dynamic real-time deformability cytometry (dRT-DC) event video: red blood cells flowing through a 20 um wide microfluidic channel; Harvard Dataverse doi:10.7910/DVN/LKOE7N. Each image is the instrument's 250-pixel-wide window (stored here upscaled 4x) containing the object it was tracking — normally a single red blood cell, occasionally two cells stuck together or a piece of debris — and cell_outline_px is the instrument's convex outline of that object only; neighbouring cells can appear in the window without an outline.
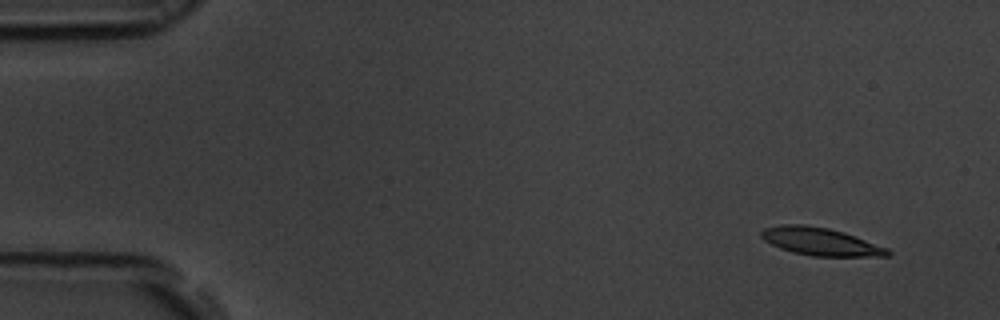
{"species": "common noctule bat (a hibernating species)", "species_latin": "Nyctalus noctula", "temperature_condition": "room temperature", "stored_images_in_passage": 52, "camera_frame_rate_fps": 3000, "um_per_image_px": 0.085, "animal": {"sex": "male", "body_mass_g": 19.5, "forearm_length_mm": 54.6}, "frame": {"image": 1, "passage_image": 1, "time_ms": 0.0, "image_size_px": [1000, 320], "cell_outline_px": [[892, 252], [888, 256], [812, 256], [792, 252], [780, 248], [764, 240], [760, 236], [760, 232], [764, 228], [780, 224], [804, 224], [828, 228], [844, 232], [888, 248]], "centroid_in_image_um": [69.73, 20.53], "position_along_channel_um": 15.3, "area_um2": 20.46}}
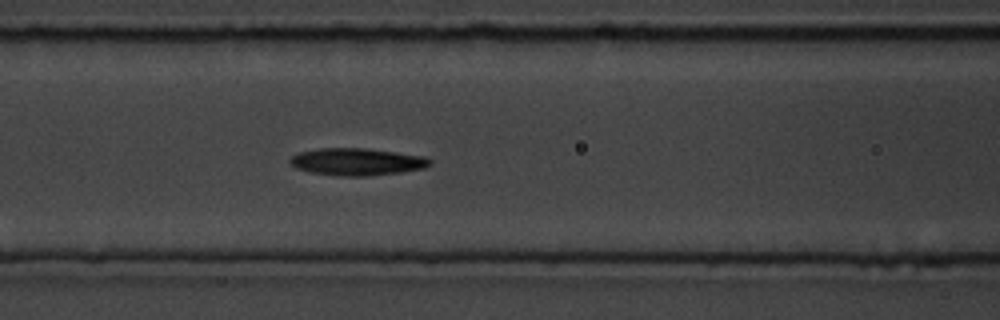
{"frame": {"image": 2, "passage_image": 20, "time_ms": 6.333, "image_size_px": [1000, 320], "cell_outline_px": [[432, 164], [424, 168], [400, 172], [368, 176], [336, 176], [308, 172], [296, 168], [288, 160], [292, 156], [300, 152], [320, 148], [368, 148], [424, 156], [432, 160]], "centroid_in_image_um": [30.34, 13.75], "position_along_channel_um": 136.3, "area_um2": 22.31}}
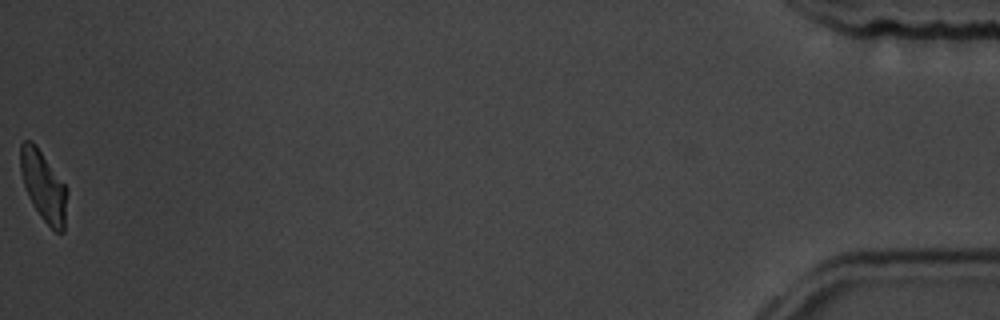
{"frame": {"image": 3, "passage_image": 52, "time_ms": 17.0, "image_size_px": [1000, 320], "cell_outline_px": [[68, 192], [64, 232], [56, 232], [40, 216], [32, 204], [24, 184], [20, 172], [20, 144], [24, 140], [32, 140], [36, 144], [68, 188]], "centroid_in_image_um": [3.71, 15.79], "position_along_channel_um": 431.5, "area_um2": 19.25}, "authors_computed_cell_mechanics": {"area_um2": 21.1837, "velocity_mm_per_s": 3.7014, "shape_relaxation_time_tau1_ms": 4.6938, "shape_relaxation_time_tau2_ms": 7.2817, "deformation_change_tau1": 0.1609, "deformation_change_tau2": 0.1797}}